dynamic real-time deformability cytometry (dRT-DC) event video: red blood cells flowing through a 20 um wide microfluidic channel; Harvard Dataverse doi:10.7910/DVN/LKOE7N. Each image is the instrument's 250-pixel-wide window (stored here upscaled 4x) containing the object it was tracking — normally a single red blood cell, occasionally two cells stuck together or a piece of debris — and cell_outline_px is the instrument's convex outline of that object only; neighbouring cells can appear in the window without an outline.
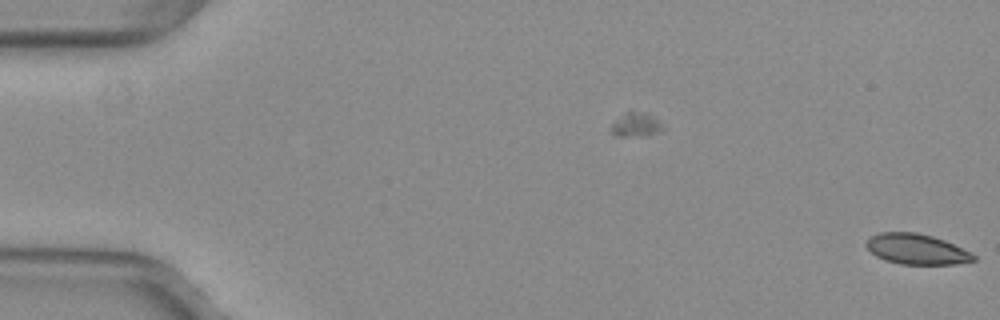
{"species": "common noctule bat (a hibernating species)", "species_latin": "Nyctalus noctula", "temperature_condition": "warm", "stored_images_in_passage": 8, "camera_frame_rate_fps": 3000, "um_per_image_px": 0.085, "animal": {"sex": "female", "body_mass_g": 29.2, "forearm_length_mm": 56.3}, "frame": {"image": 1, "passage_image": 8, "time_ms": 2.333, "image_size_px": [1000, 320], "cell_outline_px": [[976, 260], [956, 264], [900, 264], [884, 260], [876, 256], [864, 244], [868, 236], [880, 232], [916, 232], [932, 236], [944, 240], [972, 252], [976, 256]], "centroid_in_image_um": [77.89, 21.17], "position_along_channel_um": 7.1, "area_um2": 19.19}}